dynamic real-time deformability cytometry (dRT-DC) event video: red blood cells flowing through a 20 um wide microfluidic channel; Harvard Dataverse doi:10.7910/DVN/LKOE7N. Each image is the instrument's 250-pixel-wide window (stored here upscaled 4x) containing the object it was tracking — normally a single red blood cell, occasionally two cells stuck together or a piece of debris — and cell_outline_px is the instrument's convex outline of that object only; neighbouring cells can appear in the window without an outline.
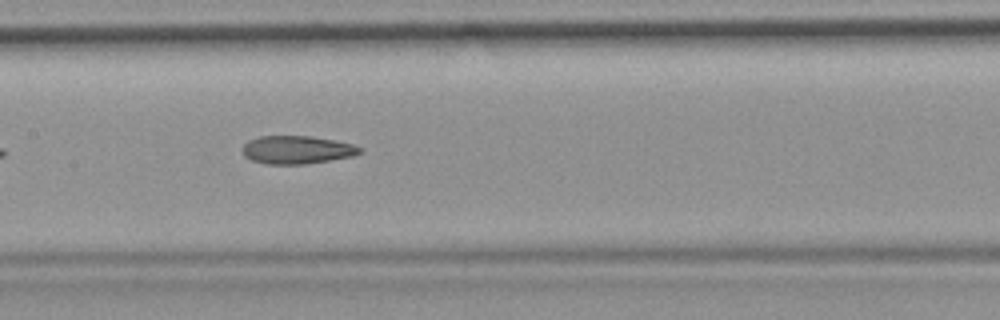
{"species": "common noctule bat (a hibernating species)", "species_latin": "Nyctalus noctula", "temperature_condition": "room temperature", "stored_images_in_passage": 10, "camera_frame_rate_fps": 3000, "um_per_image_px": 0.085, "animal": {"sex": "female", "body_mass_g": 19.9}, "frame": {"image": 1, "passage_image": 5, "time_ms": 4.667, "image_size_px": [1000, 320], "cell_outline_px": [[364, 152], [352, 156], [304, 164], [268, 164], [252, 160], [244, 156], [244, 144], [248, 140], [260, 136], [308, 136], [332, 140], [352, 144], [364, 148]], "centroid_in_image_um": [25.26, 12.73], "position_along_channel_um": 182.1, "area_um2": 19.02}}